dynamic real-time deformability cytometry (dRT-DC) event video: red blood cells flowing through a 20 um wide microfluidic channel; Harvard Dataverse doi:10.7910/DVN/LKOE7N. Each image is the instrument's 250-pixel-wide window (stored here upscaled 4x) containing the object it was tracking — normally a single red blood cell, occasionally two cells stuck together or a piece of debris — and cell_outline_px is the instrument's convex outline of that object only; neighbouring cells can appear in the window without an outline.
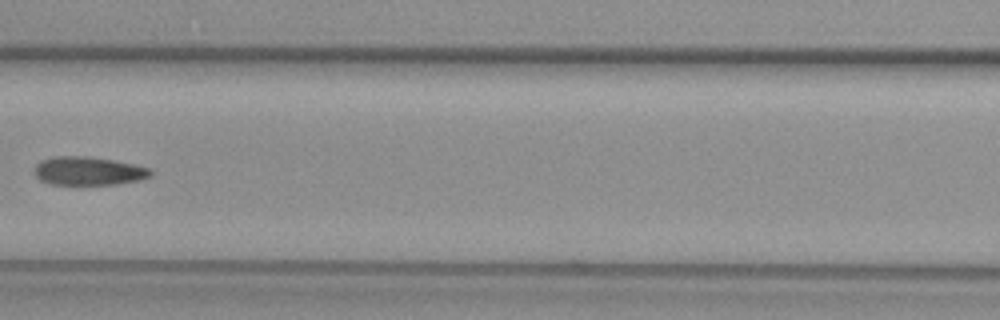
{"species": "common noctule bat (a hibernating species)", "species_latin": "Nyctalus noctula", "temperature_condition": "warm", "stored_images_in_passage": 11, "camera_frame_rate_fps": 3000, "um_per_image_px": 0.085, "animal": {"sex": "female", "body_mass_g": 29.2, "forearm_length_mm": 56.3}, "frame": {"image": 1, "passage_image": 11, "time_ms": 3.333, "image_size_px": [1000, 320], "cell_outline_px": [[664, 232], [660, 236], [652, 240], [616, 244], [520, 240], [512, 232], [508, 216], [520, 212], [584, 212], [624, 216], [640, 220], [664, 228]], "centroid_in_image_um": [49.44, 19.37], "position_along_channel_um": 117.2, "area_um2": 28.96}}